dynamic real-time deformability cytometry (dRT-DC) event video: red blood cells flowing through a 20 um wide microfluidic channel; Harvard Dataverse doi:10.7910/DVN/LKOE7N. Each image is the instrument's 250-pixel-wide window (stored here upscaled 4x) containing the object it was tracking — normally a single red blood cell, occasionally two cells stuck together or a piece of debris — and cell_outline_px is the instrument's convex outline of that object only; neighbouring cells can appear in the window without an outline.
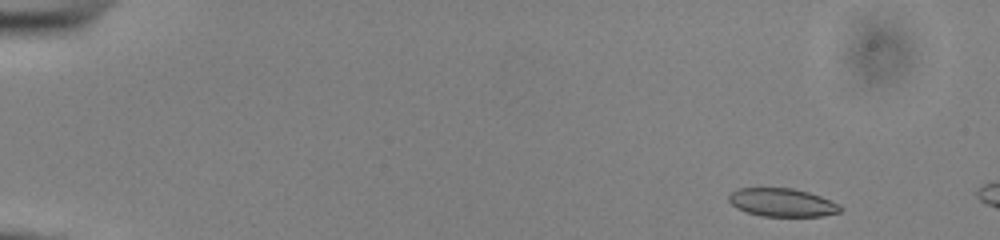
{"species": "common noctule bat (a hibernating species)", "species_latin": "Nyctalus noctula", "temperature_condition": "cold", "stored_images_in_passage": 8, "camera_frame_rate_fps": 3000, "um_per_image_px": 0.085, "animal": {"sex": "male", "body_mass_g": 13.0, "forearm_length_mm": 53.1}, "frame": {"image": 1, "passage_image": 1, "time_ms": 0.0, "image_size_px": [1000, 240], "cell_outline_px": [[844, 208], [840, 212], [824, 216], [760, 216], [736, 208], [728, 200], [728, 196], [736, 188], [792, 188], [808, 192], [820, 196], [840, 204]], "centroid_in_image_um": [66.5, 17.21], "position_along_channel_um": 18.5, "area_um2": 18.44}}